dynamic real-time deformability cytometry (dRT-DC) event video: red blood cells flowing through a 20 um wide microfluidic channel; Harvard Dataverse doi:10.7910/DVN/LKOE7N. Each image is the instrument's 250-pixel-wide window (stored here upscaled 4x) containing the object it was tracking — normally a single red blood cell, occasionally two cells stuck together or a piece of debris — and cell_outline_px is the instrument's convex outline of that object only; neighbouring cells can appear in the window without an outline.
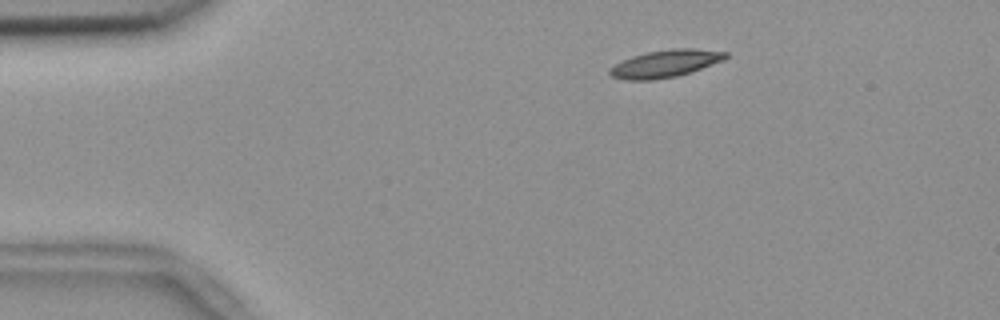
{"species": "common noctule bat (a hibernating species)", "species_latin": "Nyctalus noctula", "temperature_condition": "room temperature", "stored_images_in_passage": 53, "camera_frame_rate_fps": 3000, "um_per_image_px": 0.085, "animal": {"sex": "female", "body_mass_g": 18.4}, "frame": {"image": 1, "passage_image": 7, "time_ms": 2.0, "image_size_px": [1000, 320], "cell_outline_px": [[728, 56], [724, 60], [676, 76], [652, 80], [624, 80], [612, 76], [608, 72], [608, 68], [632, 56], [648, 52], [672, 48], [696, 48], [728, 52]], "centroid_in_image_um": [56.54, 5.4], "position_along_channel_um": 28.5, "area_um2": 18.32}}
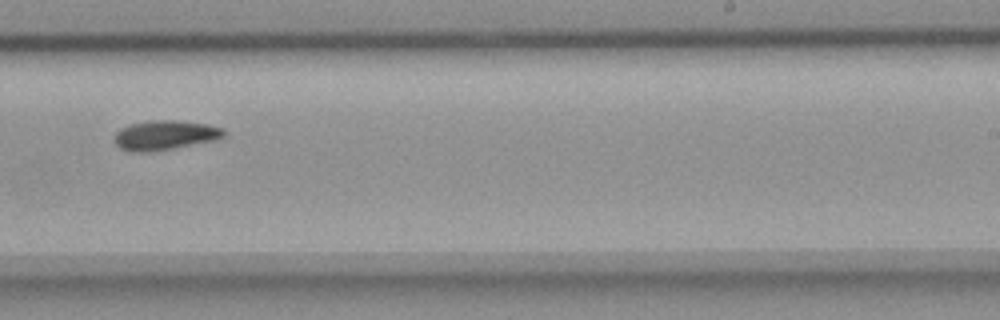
{"frame": {"image": 2, "passage_image": 32, "time_ms": 10.333, "image_size_px": [1000, 320], "cell_outline_px": [[228, 132], [224, 136], [216, 140], [172, 148], [148, 152], [128, 152], [120, 148], [112, 140], [116, 132], [120, 128], [132, 124], [148, 120], [176, 120], [208, 124], [224, 128]], "centroid_in_image_um": [14.02, 11.48], "position_along_channel_um": 275.0, "area_um2": 19.07}}
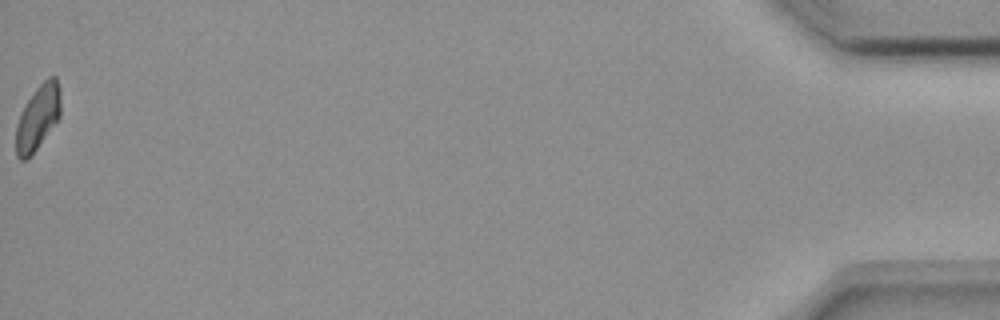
{"frame": {"image": 3, "passage_image": 53, "time_ms": 17.333, "image_size_px": [1000, 320], "cell_outline_px": [[60, 116], [36, 148], [24, 160], [20, 160], [16, 156], [16, 124], [20, 112], [24, 104], [36, 88], [48, 76], [56, 76], [60, 88]], "centroid_in_image_um": [3.2, 9.93], "position_along_channel_um": 432.0, "area_um2": 16.7}, "authors_computed_cell_mechanics": {"area_um2": 17.9758, "velocity_mm_per_s": 3.6652, "shape_relaxation_time_tau1_ms": 4.7499, "shape_relaxation_time_tau2_ms": null, "deformation_change_tau1": 0.1288, "deformation_change_tau2": null}}